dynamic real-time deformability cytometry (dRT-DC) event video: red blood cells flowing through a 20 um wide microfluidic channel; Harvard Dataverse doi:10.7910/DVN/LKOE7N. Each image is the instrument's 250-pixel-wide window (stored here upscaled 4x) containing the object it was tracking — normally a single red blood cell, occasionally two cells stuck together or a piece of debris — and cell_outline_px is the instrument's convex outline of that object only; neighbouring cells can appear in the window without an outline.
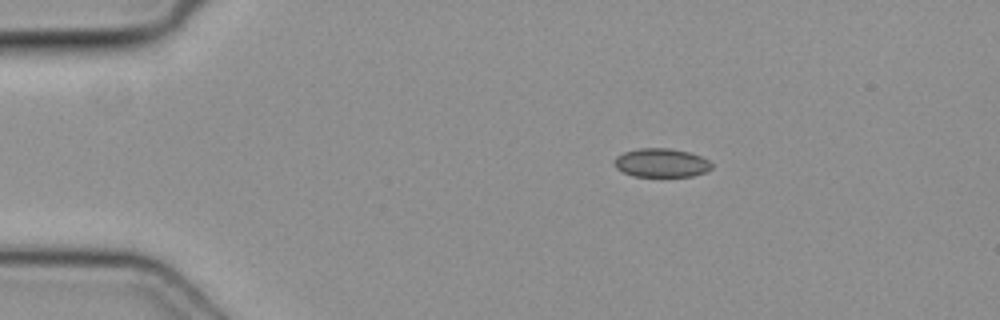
{"species": "common noctule bat (a hibernating species)", "species_latin": "Nyctalus noctula", "temperature_condition": "cold", "stored_images_in_passage": 41, "camera_frame_rate_fps": 3000, "um_per_image_px": 0.085, "animal": {"sex": "female", "body_mass_g": 19.3, "forearm_length_mm": 54.1}, "frame": {"image": 1, "passage_image": 1, "time_ms": 0.0, "image_size_px": [1000, 320], "cell_outline_px": [[712, 168], [704, 172], [692, 176], [632, 176], [616, 168], [616, 156], [624, 152], [636, 148], [668, 148], [688, 152], [700, 156], [708, 160], [712, 164]], "centroid_in_image_um": [56.21, 13.83], "position_along_channel_um": 28.8, "area_um2": 16.13}}
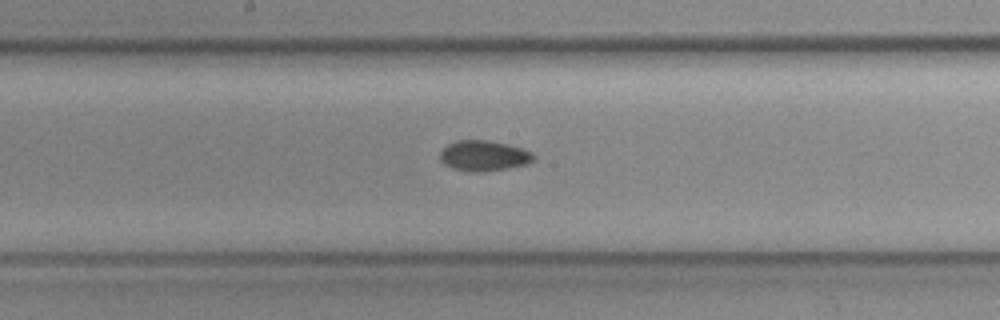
{"frame": {"image": 2, "passage_image": 18, "time_ms": 5.667, "image_size_px": [1000, 320], "cell_outline_px": [[536, 156], [528, 164], [508, 168], [476, 172], [472, 172], [452, 168], [444, 164], [440, 160], [440, 152], [448, 144], [456, 140], [484, 140], [508, 144], [532, 152]], "centroid_in_image_um": [41.11, 13.24], "position_along_channel_um": 207.1, "area_um2": 16.53}}
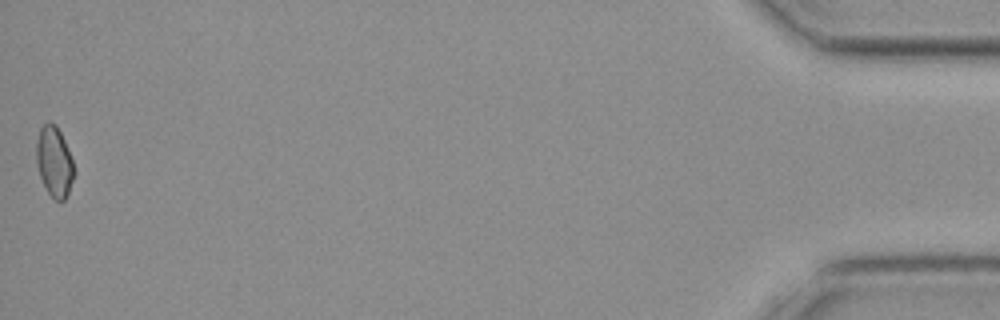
{"frame": {"image": 3, "passage_image": 41, "time_ms": 13.333, "image_size_px": [1000, 320], "cell_outline_px": [[76, 172], [68, 192], [64, 200], [60, 204], [48, 192], [40, 176], [36, 164], [36, 140], [40, 128], [48, 120], [56, 124], [64, 140], [72, 160]], "centroid_in_image_um": [4.61, 13.73], "position_along_channel_um": 430.6, "area_um2": 15.55}}